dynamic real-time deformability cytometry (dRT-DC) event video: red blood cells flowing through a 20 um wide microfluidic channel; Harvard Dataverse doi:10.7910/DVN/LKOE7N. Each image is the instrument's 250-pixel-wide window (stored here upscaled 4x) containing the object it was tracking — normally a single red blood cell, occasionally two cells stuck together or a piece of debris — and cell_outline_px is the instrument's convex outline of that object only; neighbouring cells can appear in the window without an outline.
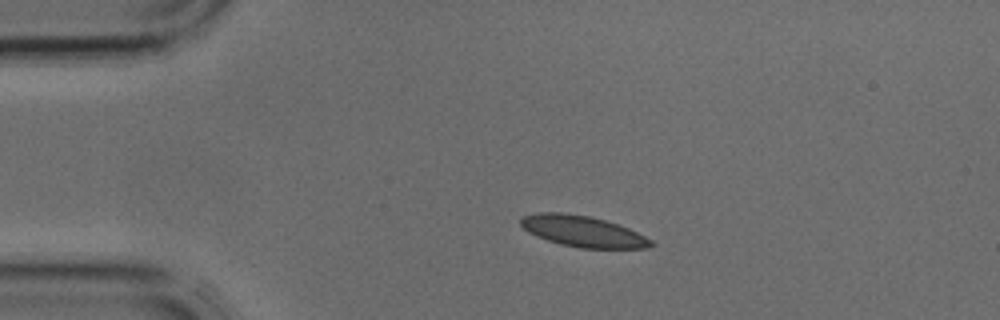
{"species": "common noctule bat (a hibernating species)", "species_latin": "Nyctalus noctula", "temperature_condition": "cold", "stored_images_in_passage": 5, "camera_frame_rate_fps": 3000, "um_per_image_px": 0.085, "animal": {"sex": "male", "body_mass_g": 17.9, "forearm_length_mm": 54.2}, "frame": {"image": 1, "passage_image": 3, "time_ms": 0.667, "image_size_px": [1000, 320], "cell_outline_px": [[656, 244], [648, 248], [580, 248], [560, 244], [536, 236], [528, 232], [520, 224], [520, 220], [524, 216], [536, 212], [560, 212], [588, 216], [604, 220], [628, 228], [652, 240]], "centroid_in_image_um": [49.53, 19.66], "position_along_channel_um": 35.5, "area_um2": 23.41}}